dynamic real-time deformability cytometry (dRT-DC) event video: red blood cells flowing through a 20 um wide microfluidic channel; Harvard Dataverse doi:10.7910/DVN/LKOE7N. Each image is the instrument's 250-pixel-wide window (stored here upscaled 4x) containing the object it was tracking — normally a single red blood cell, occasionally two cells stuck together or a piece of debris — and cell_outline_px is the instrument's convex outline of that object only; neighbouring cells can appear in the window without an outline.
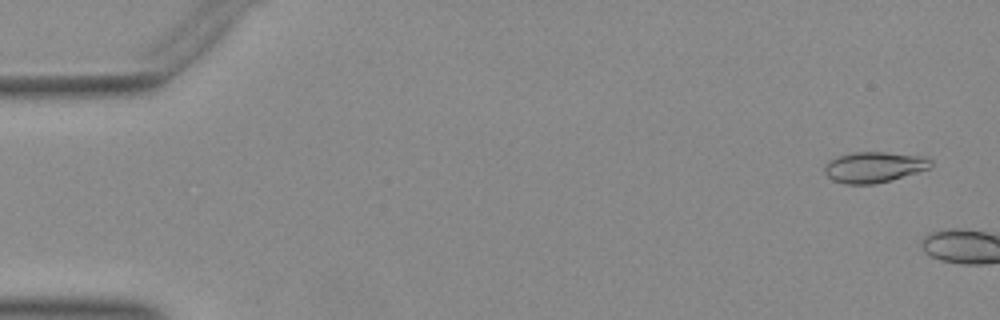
{"species": "Egyptian fruit bat (a non-hibernating species)", "species_latin": "Rousettus aegyptiacus", "temperature_condition": "warm", "stored_images_in_passage": 5, "camera_frame_rate_fps": 3000, "um_per_image_px": 0.085, "animal": {"sex": "female"}, "frame": {"image": 1, "passage_image": 3, "time_ms": 0.667, "image_size_px": [1000, 320], "cell_outline_px": [[932, 164], [928, 168], [892, 180], [876, 184], [844, 184], [832, 180], [824, 172], [824, 168], [828, 160], [852, 152], [884, 152], [920, 156], [932, 160]], "centroid_in_image_um": [74.25, 14.21], "position_along_channel_um": 10.8, "area_um2": 18.9}}